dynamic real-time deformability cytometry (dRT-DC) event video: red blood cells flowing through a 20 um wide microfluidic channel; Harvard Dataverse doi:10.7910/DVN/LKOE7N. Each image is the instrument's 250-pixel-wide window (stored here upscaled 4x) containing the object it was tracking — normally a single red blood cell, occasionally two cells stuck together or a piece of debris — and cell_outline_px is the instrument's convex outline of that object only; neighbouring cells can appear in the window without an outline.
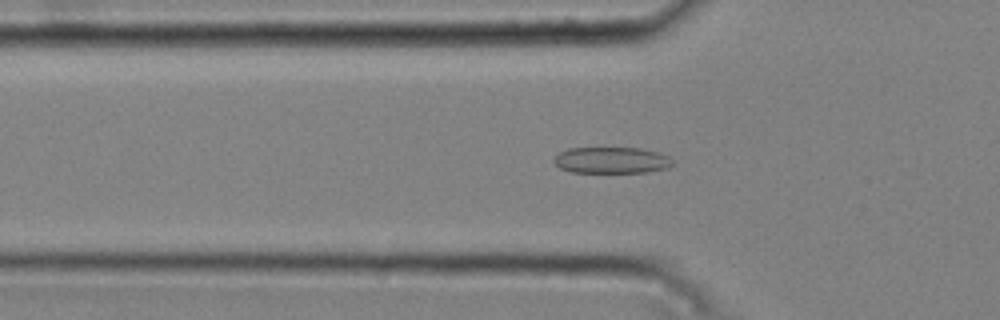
{"species": "common noctule bat (a hibernating species)", "species_latin": "Nyctalus noctula", "temperature_condition": "cold", "stored_images_in_passage": 46, "camera_frame_rate_fps": 3000, "um_per_image_px": 0.085, "animal": {"sex": "male", "body_mass_g": 20.4}, "frame": {"image": 1, "passage_image": 12, "time_ms": 3.667, "image_size_px": [1000, 320], "cell_outline_px": [[676, 164], [668, 168], [648, 172], [572, 172], [560, 168], [552, 160], [560, 152], [568, 148], [640, 148], [660, 152], [668, 156]], "centroid_in_image_um": [52.03, 13.62], "position_along_channel_um": 73.8, "area_um2": 18.32}}
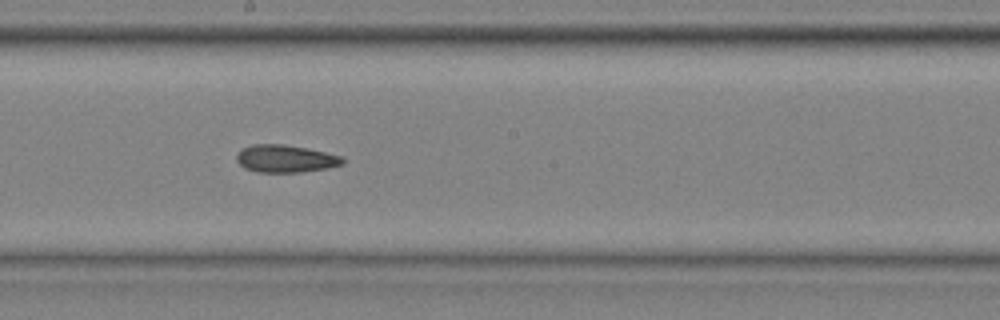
{"frame": {"image": 2, "passage_image": 24, "time_ms": 7.667, "image_size_px": [1000, 320], "cell_outline_px": [[344, 164], [324, 168], [300, 172], [256, 172], [244, 168], [236, 160], [236, 156], [240, 148], [252, 144], [284, 144], [308, 148], [344, 156]], "centroid_in_image_um": [24.24, 13.47], "position_along_channel_um": 224.0, "area_um2": 17.17}}
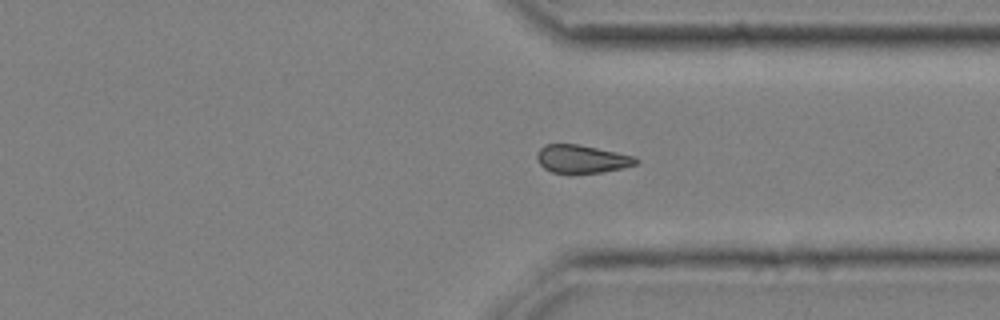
{"frame": {"image": 3, "passage_image": 35, "time_ms": 11.333, "image_size_px": [1000, 320], "cell_outline_px": [[640, 160], [636, 164], [624, 168], [600, 172], [552, 172], [544, 168], [540, 164], [536, 156], [536, 152], [544, 144], [580, 144], [636, 156]], "centroid_in_image_um": [49.47, 13.49], "position_along_channel_um": 361.9, "area_um2": 16.18}, "authors_computed_cell_mechanics": {"area_um2": 16.9932, "velocity_mm_per_s": 3.7433, "shape_relaxation_time_tau1_ms": 3.558, "shape_relaxation_time_tau2_ms": 3.218, "deformation_change_tau1": 0.082, "deformation_change_tau2": 0.0982}}